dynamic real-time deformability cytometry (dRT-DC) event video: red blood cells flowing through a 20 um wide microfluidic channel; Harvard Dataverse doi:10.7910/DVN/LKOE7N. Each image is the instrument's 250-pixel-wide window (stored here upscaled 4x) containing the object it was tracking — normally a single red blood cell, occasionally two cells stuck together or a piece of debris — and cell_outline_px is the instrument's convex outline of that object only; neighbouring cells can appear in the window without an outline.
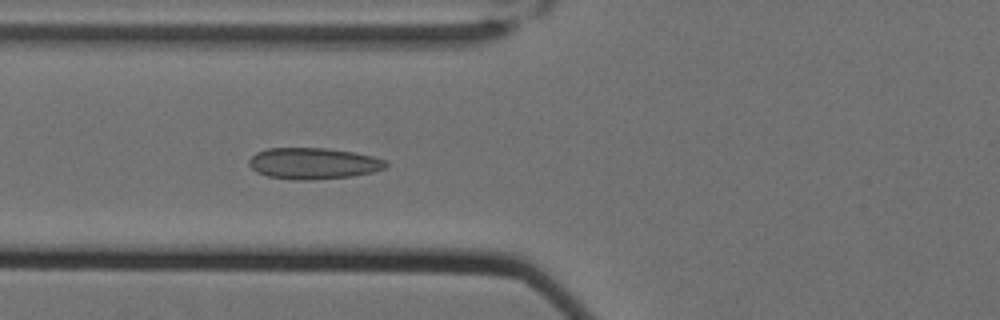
{"species": "Egyptian fruit bat (a non-hibernating species)", "species_latin": "Rousettus aegyptiacus", "temperature_condition": "cold", "stored_images_in_passage": 61, "camera_frame_rate_fps": 3000, "um_per_image_px": 0.085, "animal": {"sex": "female"}, "frame": {"image": 1, "passage_image": 26, "time_ms": 8.333, "image_size_px": [1000, 320], "cell_outline_px": [[388, 164], [384, 168], [372, 172], [352, 176], [308, 180], [292, 180], [268, 176], [256, 172], [248, 164], [248, 160], [256, 152], [268, 148], [328, 148], [352, 152], [372, 156], [388, 160]], "centroid_in_image_um": [26.62, 13.89], "position_along_channel_um": 99.2, "area_um2": 25.03}}
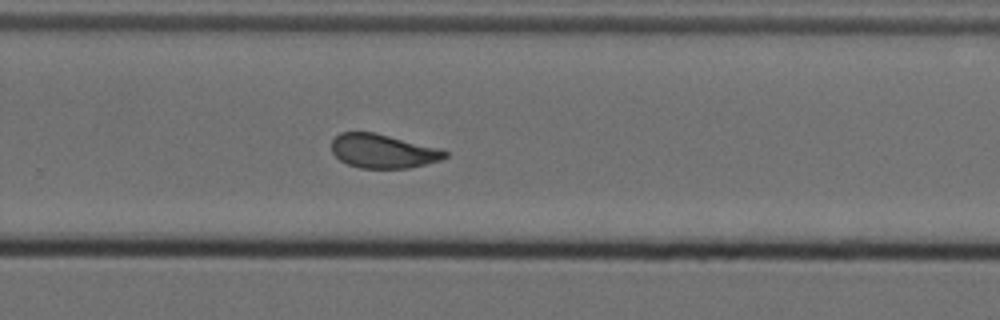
{"frame": {"image": 2, "passage_image": 43, "time_ms": 14.0, "image_size_px": [1000, 320], "cell_outline_px": [[448, 156], [440, 160], [408, 168], [360, 168], [348, 164], [340, 160], [332, 152], [332, 140], [340, 132], [376, 132], [436, 148], [448, 152]], "centroid_in_image_um": [32.51, 12.84], "position_along_channel_um": 297.3, "area_um2": 22.2}}
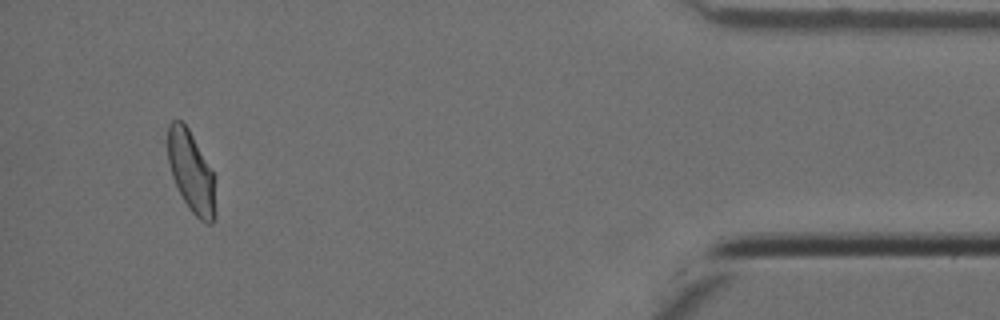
{"frame": {"image": 3, "passage_image": 58, "time_ms": 19.0, "image_size_px": [1000, 320], "cell_outline_px": [[216, 216], [212, 224], [204, 224], [188, 208], [172, 176], [168, 164], [168, 124], [172, 120], [180, 120], [188, 128], [212, 172], [216, 212]], "centroid_in_image_um": [16.24, 14.65], "position_along_channel_um": 419.0, "area_um2": 22.2}, "authors_computed_cell_mechanics": {"area_um2": 23.5246, "velocity_mm_per_s": 3.4778, "shape_relaxation_time_tau1_ms": 6.8634, "shape_relaxation_time_tau2_ms": 1.1483, "deformation_change_tau1": 0.1651, "deformation_change_tau2": 0.0741}}